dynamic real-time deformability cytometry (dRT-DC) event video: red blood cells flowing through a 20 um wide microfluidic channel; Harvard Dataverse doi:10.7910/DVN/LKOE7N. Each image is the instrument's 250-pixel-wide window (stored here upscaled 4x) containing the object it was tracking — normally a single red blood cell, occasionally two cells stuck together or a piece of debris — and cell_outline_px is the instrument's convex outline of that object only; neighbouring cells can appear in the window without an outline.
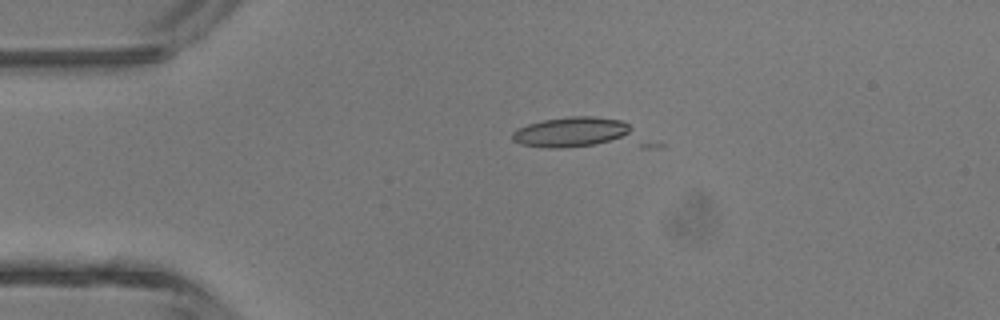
{"species": "common noctule bat (a hibernating species)", "species_latin": "Nyctalus noctula", "temperature_condition": "room temperature", "stored_images_in_passage": 2, "camera_frame_rate_fps": 3000, "um_per_image_px": 0.085, "animal": {"sex": "male", "body_mass_g": 13.3}, "frame": {"image": 1, "passage_image": 1, "time_ms": 0.0, "image_size_px": [1000, 320], "cell_outline_px": [[632, 136], [592, 144], [560, 148], [548, 148], [520, 144], [512, 140], [512, 132], [516, 128], [528, 124], [544, 120], [568, 116], [592, 116], [620, 120], [628, 124], [632, 128]], "centroid_in_image_um": [48.54, 11.21], "position_along_channel_um": 36.5, "area_um2": 20.87}}